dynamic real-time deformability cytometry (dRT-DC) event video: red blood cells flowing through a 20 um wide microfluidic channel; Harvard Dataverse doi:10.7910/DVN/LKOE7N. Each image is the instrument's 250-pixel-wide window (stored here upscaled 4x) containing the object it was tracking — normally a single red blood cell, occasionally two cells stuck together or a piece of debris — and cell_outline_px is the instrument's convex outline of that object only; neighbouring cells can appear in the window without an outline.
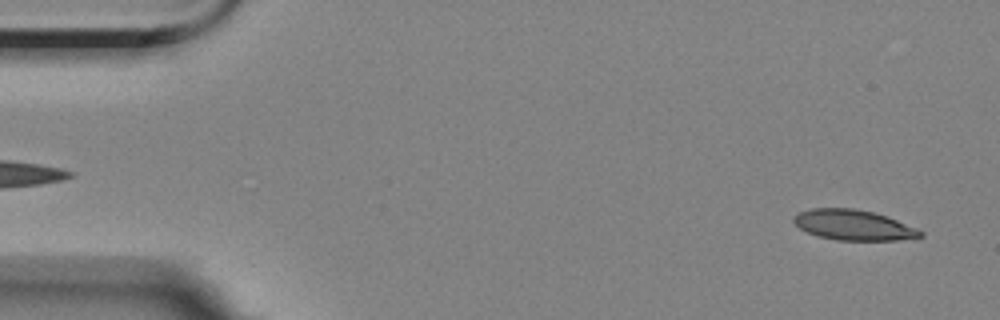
{"species": "Egyptian fruit bat (a non-hibernating species)", "species_latin": "Rousettus aegyptiacus", "temperature_condition": "room temperature", "stored_images_in_passage": 5, "segment_of_instrument_passage": [2, 2], "camera_frame_rate_fps": 3000, "um_per_image_px": 0.085, "animal": {"sex": "female"}, "frame": {"image": 1, "passage_image": 5, "time_ms": 5.667, "image_size_px": [1000, 320], "cell_outline_px": [[924, 236], [896, 240], [836, 240], [820, 236], [808, 232], [800, 228], [792, 220], [792, 216], [800, 212], [812, 208], [856, 208], [888, 216], [916, 228], [924, 232]], "centroid_in_image_um": [72.55, 19.12], "position_along_channel_um": 12.4, "area_um2": 22.31}}